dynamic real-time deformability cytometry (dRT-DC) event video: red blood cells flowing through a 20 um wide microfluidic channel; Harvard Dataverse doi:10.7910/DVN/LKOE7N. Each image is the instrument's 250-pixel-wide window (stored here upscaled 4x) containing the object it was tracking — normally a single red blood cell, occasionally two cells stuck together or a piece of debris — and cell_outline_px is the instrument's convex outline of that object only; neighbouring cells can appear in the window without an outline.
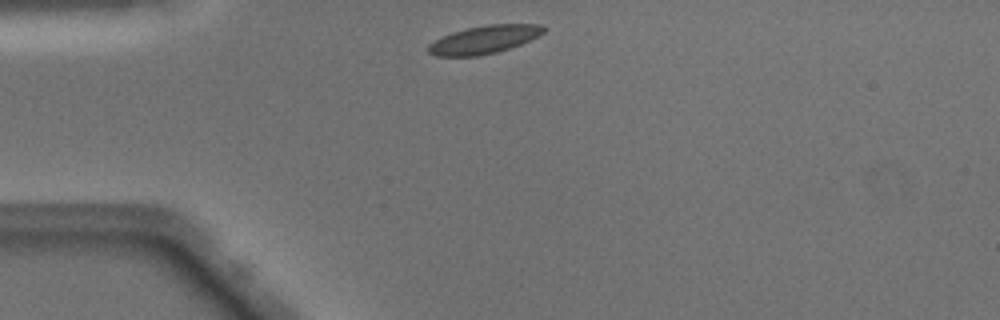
{"species": "Egyptian fruit bat (a non-hibernating species)", "species_latin": "Rousettus aegyptiacus", "temperature_condition": "warm", "stored_images_in_passage": 38, "camera_frame_rate_fps": 3000, "um_per_image_px": 0.085, "animal": {"sex": "male"}, "frame": {"image": 1, "passage_image": 1, "time_ms": 0.0, "image_size_px": [1000, 320], "cell_outline_px": [[544, 32], [520, 44], [496, 52], [476, 56], [436, 56], [428, 52], [428, 44], [452, 32], [468, 28], [488, 24], [540, 24], [544, 28]], "centroid_in_image_um": [41.12, 3.36], "position_along_channel_um": 43.9, "area_um2": 18.44}}
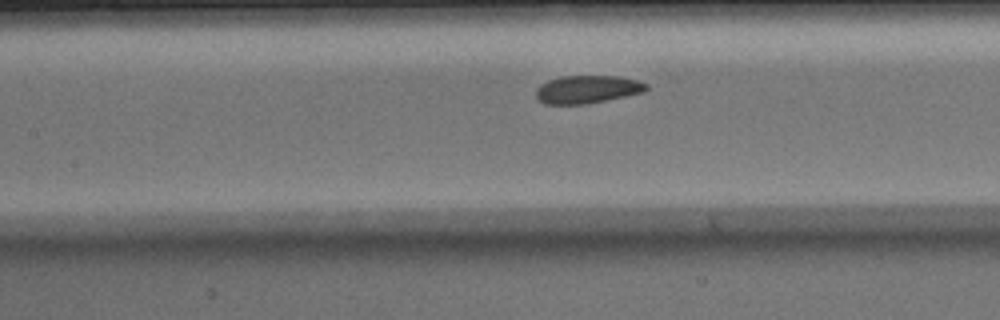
{"frame": {"image": 2, "passage_image": 11, "time_ms": 3.333, "image_size_px": [1000, 320], "cell_outline_px": [[648, 88], [644, 92], [608, 100], [588, 104], [544, 104], [536, 96], [536, 88], [540, 84], [548, 80], [560, 76], [620, 76], [636, 80], [648, 84]], "centroid_in_image_um": [49.92, 7.59], "position_along_channel_um": 157.5, "area_um2": 18.09}}
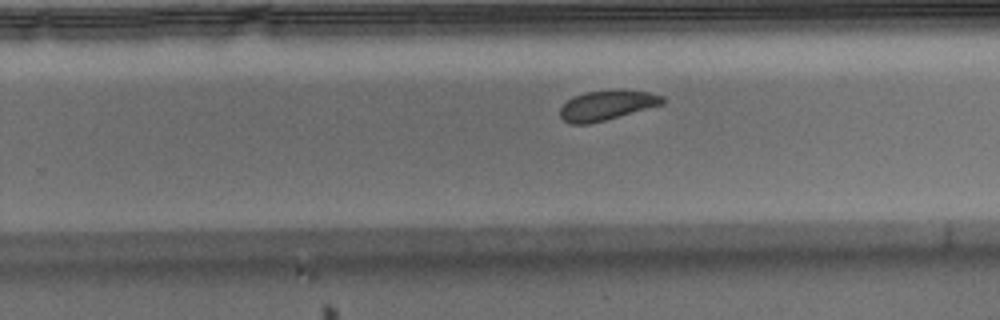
{"frame": {"image": 3, "passage_image": 20, "time_ms": 6.333, "image_size_px": [1000, 320], "cell_outline_px": [[664, 104], [592, 124], [568, 124], [560, 116], [560, 108], [568, 100], [584, 92], [620, 88], [648, 92], [664, 96]], "centroid_in_image_um": [51.6, 8.94], "position_along_channel_um": 278.2, "area_um2": 18.15}, "authors_computed_cell_mechanics": {"area_um2": 18.5538, "velocity_mm_per_s": 4.0336, "shape_relaxation_time_tau1_ms": 4.0541, "shape_relaxation_time_tau2_ms": 1.7421, "deformation_change_tau1": 0.0994, "deformation_change_tau2": 0.0693}}